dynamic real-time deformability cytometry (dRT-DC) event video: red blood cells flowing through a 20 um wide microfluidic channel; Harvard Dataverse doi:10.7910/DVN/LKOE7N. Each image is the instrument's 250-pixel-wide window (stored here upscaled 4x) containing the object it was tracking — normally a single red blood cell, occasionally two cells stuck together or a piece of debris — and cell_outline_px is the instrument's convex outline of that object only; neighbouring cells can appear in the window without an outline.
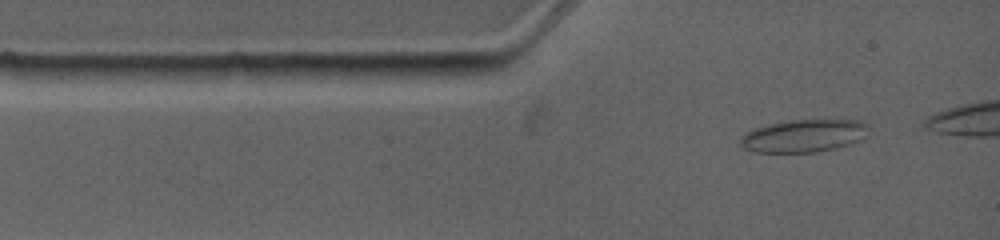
{"species": "common noctule bat (a hibernating species)", "species_latin": "Nyctalus noctula", "temperature_condition": "warm", "stored_images_in_passage": 6, "segment_of_instrument_passage": [1, 2], "camera_frame_rate_fps": 4500, "um_per_image_px": 0.085, "animal": {"sex": "female", "body_mass_g": 19.0, "forearm_length_mm": 53.3}, "frame": {"image": 1, "passage_image": 1, "time_ms": 0.0, "image_size_px": [1000, 240], "cell_outline_px": [[868, 136], [860, 140], [848, 144], [816, 152], [752, 152], [744, 148], [740, 144], [740, 136], [756, 128], [788, 120], [860, 120], [868, 124]], "centroid_in_image_um": [68.34, 11.54], "position_along_channel_um": 16.7, "area_um2": 24.28}}
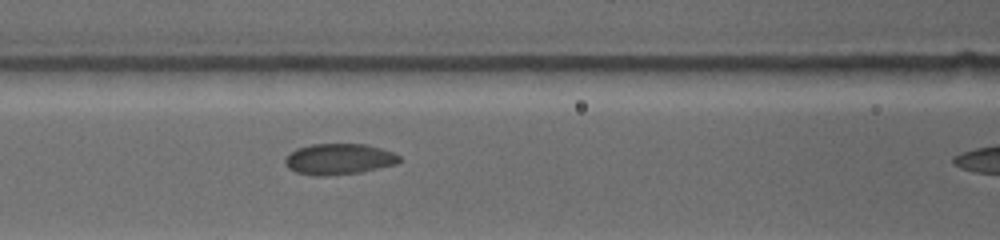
{"frame": {"image": 2, "passage_image": 5, "time_ms": 3.778, "image_size_px": [1000, 240], "cell_outline_px": [[400, 160], [396, 164], [360, 172], [324, 176], [316, 176], [296, 172], [288, 168], [284, 164], [284, 160], [296, 148], [312, 144], [368, 144], [392, 152], [400, 156]], "centroid_in_image_um": [28.79, 13.52], "position_along_channel_um": 137.8, "area_um2": 20.52}}